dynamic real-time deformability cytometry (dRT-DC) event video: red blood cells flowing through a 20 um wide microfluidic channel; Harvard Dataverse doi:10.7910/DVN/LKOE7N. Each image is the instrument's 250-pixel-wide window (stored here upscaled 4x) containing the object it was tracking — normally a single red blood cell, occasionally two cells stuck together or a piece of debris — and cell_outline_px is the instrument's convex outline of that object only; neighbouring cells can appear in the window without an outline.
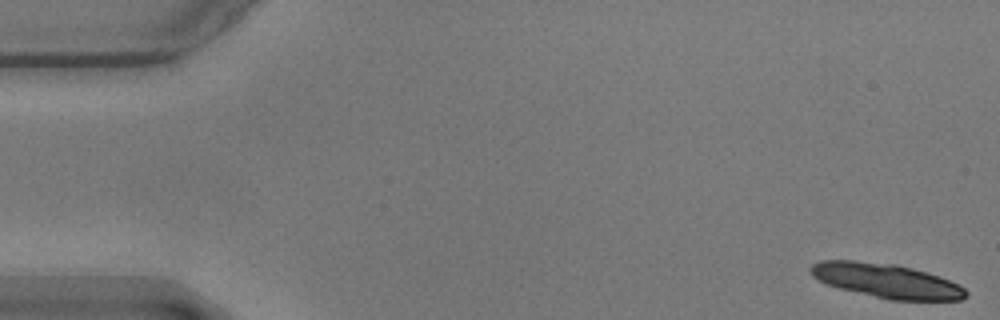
{"species": "common noctule bat (a hibernating species)", "species_latin": "Nyctalus noctula", "temperature_condition": "warm", "stored_images_in_passage": 21, "camera_frame_rate_fps": 3000, "um_per_image_px": 0.085, "animal": {"sex": "male", "body_mass_g": 17.9}, "frame": {"image": 1, "passage_image": 1, "time_ms": 0.0, "image_size_px": [1000, 320], "cell_outline_px": [[968, 296], [964, 300], [888, 300], [840, 288], [816, 280], [812, 276], [808, 268], [812, 264], [820, 260], [852, 260], [896, 264], [912, 268], [940, 276], [960, 284], [968, 292]], "centroid_in_image_um": [75.36, 23.86], "position_along_channel_um": 9.6, "area_um2": 31.33}}